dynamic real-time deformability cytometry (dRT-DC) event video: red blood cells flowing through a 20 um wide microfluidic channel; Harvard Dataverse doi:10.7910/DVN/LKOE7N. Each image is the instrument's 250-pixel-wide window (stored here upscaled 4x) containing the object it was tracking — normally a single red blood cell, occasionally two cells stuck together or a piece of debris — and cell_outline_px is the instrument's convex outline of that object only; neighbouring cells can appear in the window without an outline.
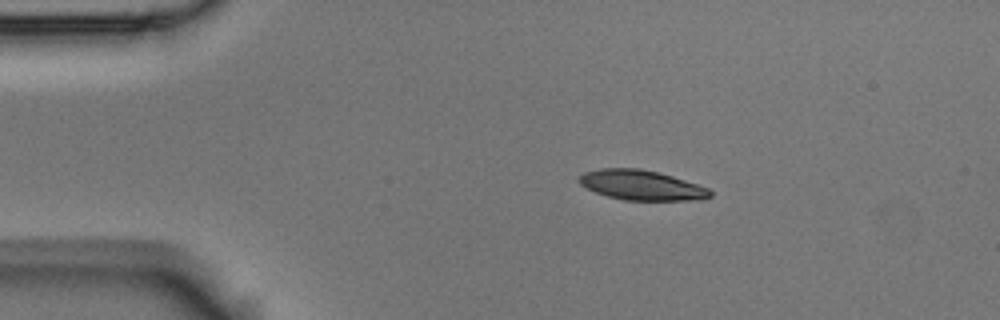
{"species": "Egyptian fruit bat (a non-hibernating species)", "species_latin": "Rousettus aegyptiacus", "temperature_condition": "room temperature", "stored_images_in_passage": 2, "camera_frame_rate_fps": 3000, "um_per_image_px": 0.085, "animal": {"sex": "male"}, "frame": {"image": 1, "passage_image": 1, "time_ms": 0.0, "image_size_px": [1000, 320], "cell_outline_px": [[712, 196], [700, 200], [624, 200], [608, 196], [596, 192], [580, 184], [580, 176], [584, 172], [600, 168], [640, 168], [672, 176], [708, 188], [712, 192]], "centroid_in_image_um": [54.54, 15.74], "position_along_channel_um": 30.5, "area_um2": 22.6}}